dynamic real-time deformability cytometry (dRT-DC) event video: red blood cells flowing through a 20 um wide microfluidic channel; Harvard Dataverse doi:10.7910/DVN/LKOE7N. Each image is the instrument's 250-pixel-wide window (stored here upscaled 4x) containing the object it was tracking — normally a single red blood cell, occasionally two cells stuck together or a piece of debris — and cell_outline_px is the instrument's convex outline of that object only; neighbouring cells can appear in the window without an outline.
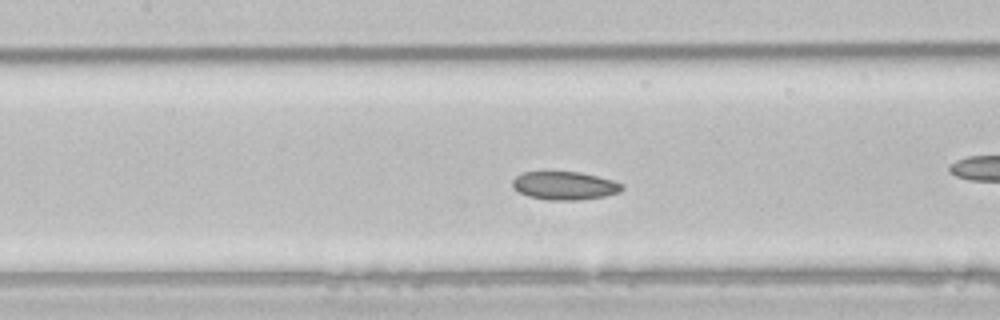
{"species": "common noctule bat (a hibernating species)", "species_latin": "Nyctalus noctula", "temperature_condition": "room temperature", "stored_images_in_passage": 42, "camera_frame_rate_fps": 3000, "um_per_image_px": 0.085, "animal": {"sex": "male", "body_mass_g": 21.5, "forearm_length_mm": 52.0}, "frame": {"image": 1, "passage_image": 13, "time_ms": 4.0, "image_size_px": [1000, 320], "cell_outline_px": [[624, 188], [620, 192], [604, 196], [580, 200], [548, 200], [528, 196], [512, 188], [512, 180], [516, 176], [524, 172], [580, 172], [612, 180], [624, 184]], "centroid_in_image_um": [47.99, 15.78], "position_along_channel_um": 159.4, "area_um2": 18.03}}
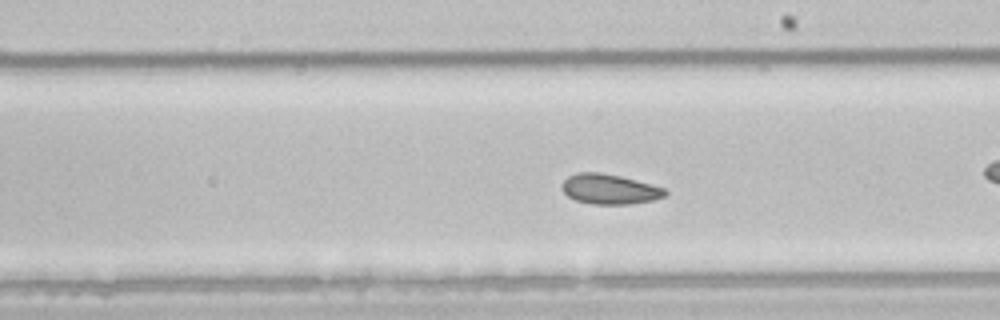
{"frame": {"image": 2, "passage_image": 19, "time_ms": 6.0, "image_size_px": [1000, 320], "cell_outline_px": [[668, 192], [664, 196], [652, 200], [628, 204], [592, 204], [576, 200], [568, 196], [560, 188], [560, 184], [568, 176], [576, 172], [600, 172], [620, 176], [636, 180], [664, 188]], "centroid_in_image_um": [51.76, 16.07], "position_along_channel_um": 237.2, "area_um2": 18.03}, "authors_computed_cell_mechanics": {"area_um2": 19.074, "velocity_mm_per_s": 3.8947, "shape_relaxation_time_tau1_ms": null, "shape_relaxation_time_tau2_ms": 10.4037, "deformation_change_tau1": null, "deformation_change_tau2": 0.1243}}